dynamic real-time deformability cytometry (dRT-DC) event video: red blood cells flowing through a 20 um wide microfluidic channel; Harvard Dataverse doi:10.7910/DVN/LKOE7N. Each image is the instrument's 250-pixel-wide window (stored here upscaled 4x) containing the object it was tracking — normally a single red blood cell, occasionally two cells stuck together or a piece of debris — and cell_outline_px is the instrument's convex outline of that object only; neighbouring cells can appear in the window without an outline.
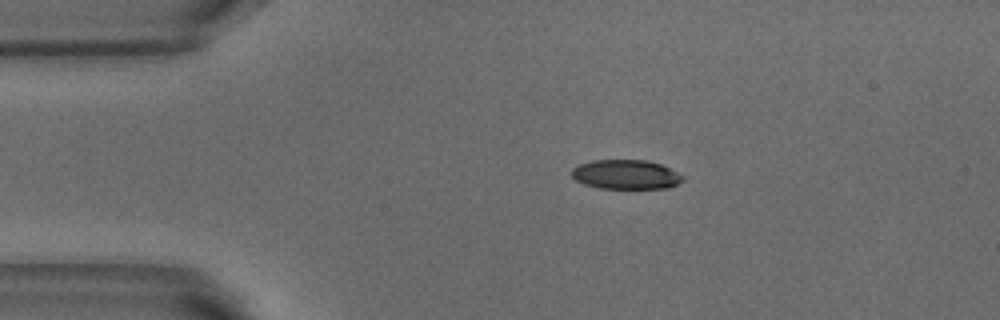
{"species": "common noctule bat (a hibernating species)", "species_latin": "Nyctalus noctula", "temperature_condition": "warm", "stored_images_in_passage": 2, "camera_frame_rate_fps": 3000, "um_per_image_px": 0.085, "animal": {"sex": "male", "body_mass_g": 18.8}, "frame": {"image": 1, "passage_image": 1, "time_ms": 0.0, "image_size_px": [1000, 320], "cell_outline_px": [[684, 180], [668, 188], [600, 188], [584, 184], [576, 180], [572, 176], [572, 168], [580, 164], [592, 160], [644, 160], [660, 164], [684, 176]], "centroid_in_image_um": [53.19, 14.83], "position_along_channel_um": 31.8, "area_um2": 18.84}}